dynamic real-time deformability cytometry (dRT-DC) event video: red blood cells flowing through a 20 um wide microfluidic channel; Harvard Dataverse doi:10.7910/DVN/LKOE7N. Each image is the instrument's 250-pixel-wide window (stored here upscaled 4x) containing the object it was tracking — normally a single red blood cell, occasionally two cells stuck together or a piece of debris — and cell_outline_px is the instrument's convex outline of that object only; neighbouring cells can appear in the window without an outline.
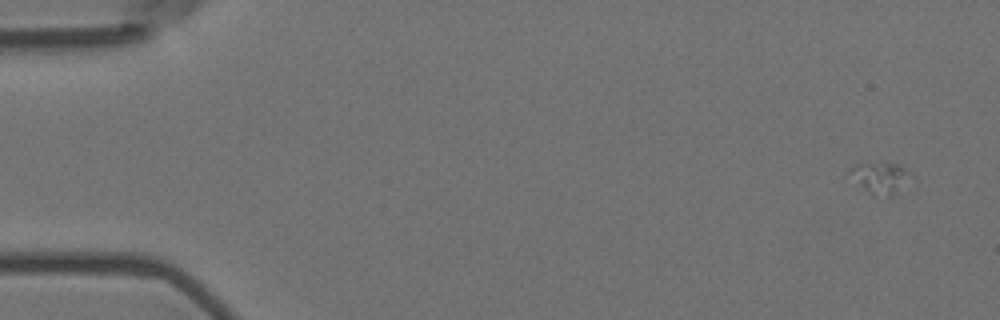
{"species": "Egyptian fruit bat (a non-hibernating species)", "species_latin": "Rousettus aegyptiacus", "temperature_condition": "room temperature", "stored_images_in_passage": 3, "camera_frame_rate_fps": 3000, "um_per_image_px": 0.085, "animal": {"sex": "female"}, "frame": {"image": 1, "passage_image": 1, "time_ms": 0.0, "image_size_px": [1000, 320], "cell_outline_px": [[908, 172], [896, 192], [872, 196], [864, 188], [848, 168], [860, 164], [884, 160], [896, 164], [904, 168]], "centroid_in_image_um": [74.76, 15.02], "position_along_channel_um": 10.2, "area_um2": 10.06}}